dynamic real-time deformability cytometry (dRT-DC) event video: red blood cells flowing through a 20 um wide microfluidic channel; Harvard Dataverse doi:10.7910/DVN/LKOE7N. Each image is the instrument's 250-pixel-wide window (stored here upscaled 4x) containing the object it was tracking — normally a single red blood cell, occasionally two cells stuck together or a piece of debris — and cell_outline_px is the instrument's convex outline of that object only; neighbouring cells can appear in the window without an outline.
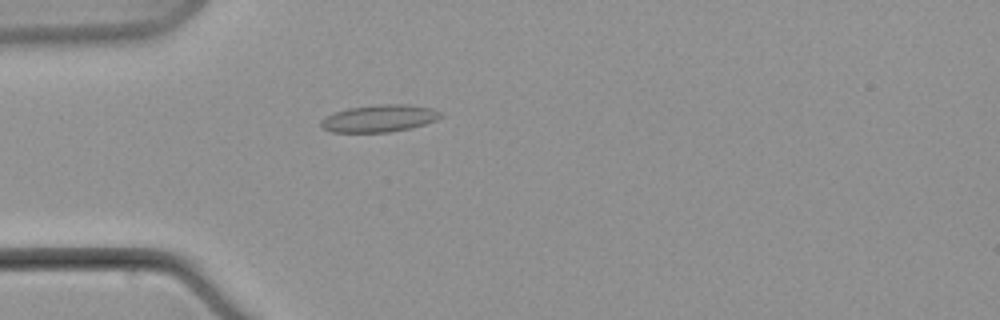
{"species": "common noctule bat (a hibernating species)", "species_latin": "Nyctalus noctula", "temperature_condition": "warm", "stored_images_in_passage": 9, "camera_frame_rate_fps": 3000, "um_per_image_px": 0.085, "animal": {"sex": "male", "body_mass_g": 21.5, "forearm_length_mm": 52.0}, "frame": {"image": 1, "passage_image": 6, "time_ms": 7.0, "image_size_px": [1000, 320], "cell_outline_px": [[444, 116], [436, 120], [424, 124], [408, 128], [388, 132], [332, 132], [324, 128], [320, 124], [320, 120], [336, 112], [348, 108], [380, 104], [408, 104], [432, 108], [444, 112]], "centroid_in_image_um": [32.3, 10.05], "position_along_channel_um": 52.7, "area_um2": 18.9}}
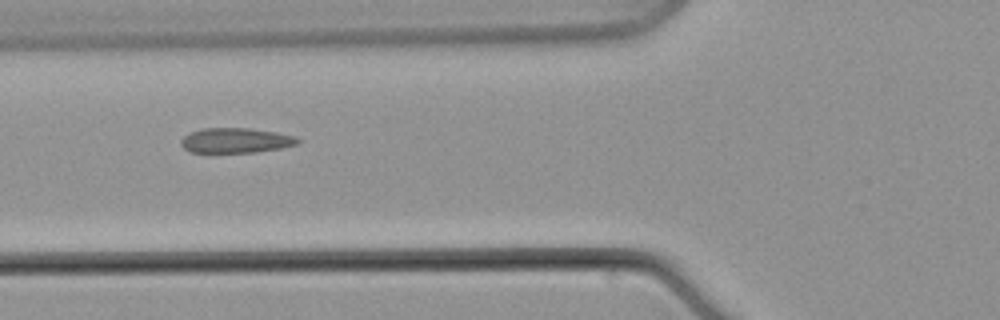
{"frame": {"image": 2, "passage_image": 8, "time_ms": 9.333, "image_size_px": [1000, 320], "cell_outline_px": [[304, 140], [296, 144], [280, 148], [256, 152], [192, 152], [184, 148], [180, 144], [180, 140], [184, 136], [200, 128], [248, 128], [276, 132], [296, 136]], "centroid_in_image_um": [20.07, 11.93], "position_along_channel_um": 105.7, "area_um2": 16.99}}